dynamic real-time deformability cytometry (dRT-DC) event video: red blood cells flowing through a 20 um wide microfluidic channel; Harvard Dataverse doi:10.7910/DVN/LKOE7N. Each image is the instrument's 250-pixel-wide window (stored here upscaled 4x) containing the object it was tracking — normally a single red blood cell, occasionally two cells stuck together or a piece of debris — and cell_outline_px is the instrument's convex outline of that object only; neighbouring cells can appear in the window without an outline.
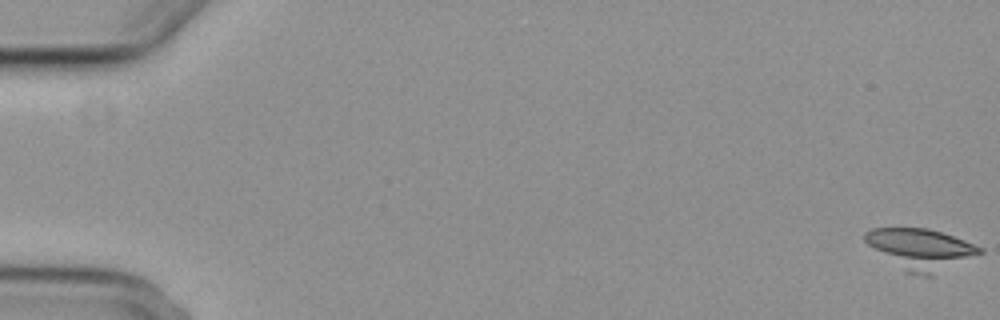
{"species": "common noctule bat (a hibernating species)", "species_latin": "Nyctalus noctula", "temperature_condition": "cold", "stored_images_in_passage": 5, "camera_frame_rate_fps": 3000, "um_per_image_px": 0.085, "animal": {"sex": "female", "body_mass_g": 29.2, "forearm_length_mm": 56.3}, "frame": {"image": 1, "passage_image": 1, "time_ms": 0.0, "image_size_px": [1000, 320], "cell_outline_px": [[984, 252], [932, 276], [924, 276], [904, 272], [868, 244], [864, 240], [864, 232], [872, 228], [928, 228], [964, 240], [984, 248]], "centroid_in_image_um": [78.27, 21.18], "position_along_channel_um": 6.7, "area_um2": 27.17}}
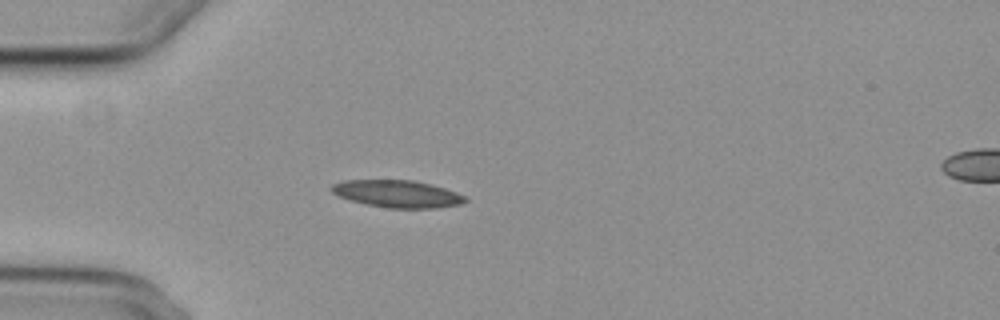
{"frame": {"image": 2, "passage_image": 5, "time_ms": 5.333, "image_size_px": [1000, 320], "cell_outline_px": [[468, 200], [460, 204], [436, 208], [388, 208], [364, 204], [340, 196], [332, 192], [328, 188], [332, 184], [344, 180], [412, 180], [432, 184], [456, 192], [464, 196]], "centroid_in_image_um": [33.76, 16.47], "position_along_channel_um": 51.2, "area_um2": 21.21}}